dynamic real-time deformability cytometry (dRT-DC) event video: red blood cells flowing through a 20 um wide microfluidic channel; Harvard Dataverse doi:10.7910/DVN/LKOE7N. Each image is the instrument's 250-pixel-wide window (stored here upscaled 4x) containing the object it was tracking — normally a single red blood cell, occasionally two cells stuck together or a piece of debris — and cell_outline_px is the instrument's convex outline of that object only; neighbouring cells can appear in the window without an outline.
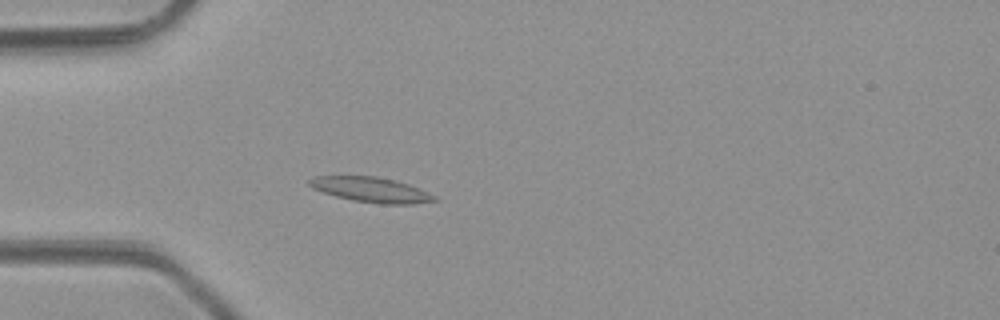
{"species": "common noctule bat (a hibernating species)", "species_latin": "Nyctalus noctula", "temperature_condition": "room temperature", "stored_images_in_passage": 1, "camera_frame_rate_fps": 3000, "um_per_image_px": 0.085, "animal": {"sex": "male", "body_mass_g": 23.1, "forearm_length_mm": 52.7}, "frame": {"image": 1, "passage_image": 1, "time_ms": 0.0, "image_size_px": [1000, 320], "cell_outline_px": [[440, 200], [412, 204], [380, 204], [352, 200], [336, 196], [312, 188], [308, 184], [308, 180], [312, 176], [376, 176], [408, 184], [436, 196]], "centroid_in_image_um": [31.53, 16.13], "position_along_channel_um": 53.5, "area_um2": 18.15}}